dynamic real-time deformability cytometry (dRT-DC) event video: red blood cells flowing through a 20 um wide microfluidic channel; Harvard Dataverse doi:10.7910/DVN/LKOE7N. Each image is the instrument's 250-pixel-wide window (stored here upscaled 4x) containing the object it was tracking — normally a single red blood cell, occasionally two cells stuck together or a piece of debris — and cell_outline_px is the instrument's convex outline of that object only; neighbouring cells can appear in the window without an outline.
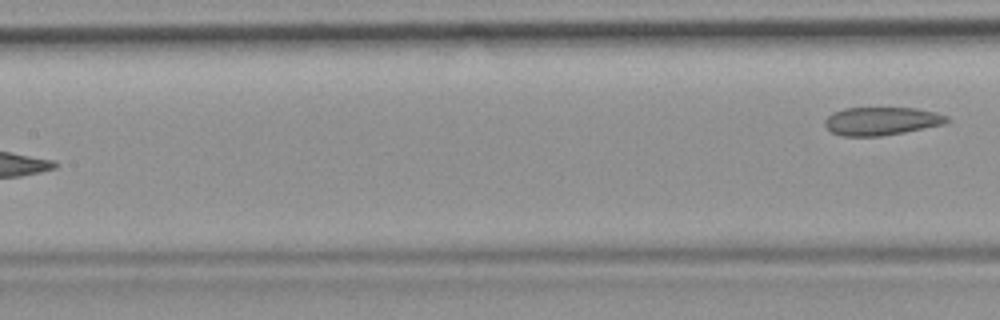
{"species": "common noctule bat (a hibernating species)", "species_latin": "Nyctalus noctula", "temperature_condition": "room temperature", "stored_images_in_passage": 6, "segment_of_instrument_passage": [2, 2], "camera_frame_rate_fps": 3000, "um_per_image_px": 0.085, "animal": {"sex": "female", "body_mass_g": 19.9}, "frame": {"image": 1, "passage_image": 6, "time_ms": 7.0, "image_size_px": [1000, 320], "cell_outline_px": [[952, 120], [944, 124], [904, 132], [880, 136], [844, 136], [832, 132], [824, 124], [824, 120], [832, 112], [844, 108], [916, 108], [936, 112], [948, 116]], "centroid_in_image_um": [74.94, 10.28], "position_along_channel_um": 132.5, "area_um2": 20.06}}